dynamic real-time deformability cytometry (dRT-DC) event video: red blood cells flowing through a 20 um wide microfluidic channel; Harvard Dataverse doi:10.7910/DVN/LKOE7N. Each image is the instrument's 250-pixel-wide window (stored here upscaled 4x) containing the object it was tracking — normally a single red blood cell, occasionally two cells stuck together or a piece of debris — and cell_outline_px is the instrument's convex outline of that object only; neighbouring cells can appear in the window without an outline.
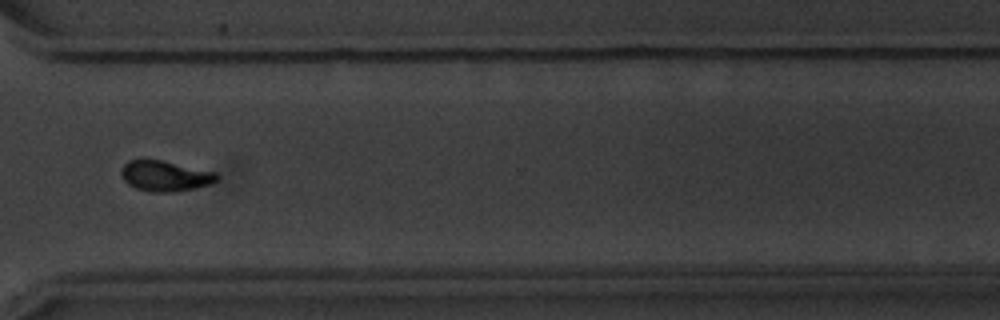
{"species": "common noctule bat (a hibernating species)", "species_latin": "Nyctalus noctula", "temperature_condition": "warm", "stored_images_in_passage": 16, "segment_of_instrument_passage": [1, 2], "camera_frame_rate_fps": 3000, "um_per_image_px": 0.085, "animal": {"sex": "male", "body_mass_g": 20.1, "forearm_length_mm": 53.5}, "frame": {"image": 1, "passage_image": 12, "time_ms": 14.333, "image_size_px": [1000, 320], "cell_outline_px": [[220, 176], [216, 180], [208, 184], [192, 188], [172, 192], [152, 192], [136, 188], [128, 184], [124, 180], [120, 172], [124, 164], [128, 160], [144, 156], [216, 172]], "centroid_in_image_um": [13.97, 14.91], "position_along_channel_um": 356.6, "area_um2": 17.28}}
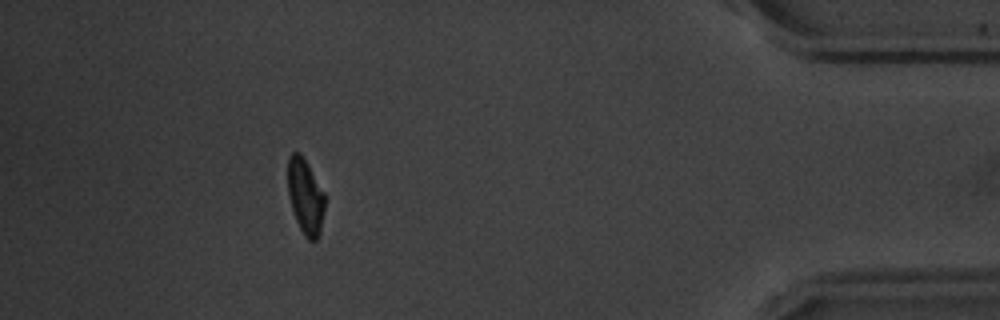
{"frame": {"image": 2, "passage_image": 14, "time_ms": 17.333, "image_size_px": [1000, 320], "cell_outline_px": [[324, 208], [320, 232], [316, 240], [308, 240], [304, 236], [296, 220], [292, 208], [288, 192], [288, 156], [292, 152], [300, 152], [324, 192]], "centroid_in_image_um": [25.95, 16.69], "position_along_channel_um": 409.3, "area_um2": 16.01}}